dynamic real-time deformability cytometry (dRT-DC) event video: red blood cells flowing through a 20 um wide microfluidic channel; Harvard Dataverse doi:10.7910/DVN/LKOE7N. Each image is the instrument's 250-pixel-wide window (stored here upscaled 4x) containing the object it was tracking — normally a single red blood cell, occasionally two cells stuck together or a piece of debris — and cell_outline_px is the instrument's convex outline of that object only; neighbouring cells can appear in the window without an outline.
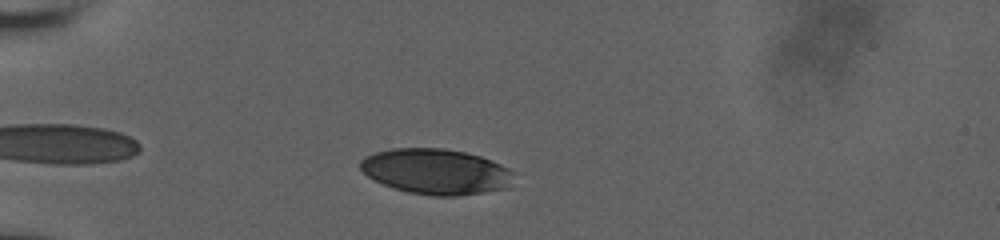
{"species": "human", "species_latin": "Homo sapiens", "temperature_condition": "room temperature", "stored_images_in_passage": 39, "camera_frame_rate_fps": 3000, "um_per_image_px": 0.085, "donor": {"sex": "male"}, "frame": {"image": 1, "passage_image": 6, "time_ms": 1.667, "image_size_px": [1000, 240], "cell_outline_px": [[512, 172], [508, 188], [484, 192], [456, 196], [432, 196], [408, 192], [384, 184], [368, 176], [360, 168], [360, 160], [364, 156], [376, 152], [392, 148], [444, 148], [464, 152], [480, 156], [500, 164], [508, 168]], "centroid_in_image_um": [37.03, 14.57], "position_along_channel_um": 48.0, "area_um2": 40.4}}
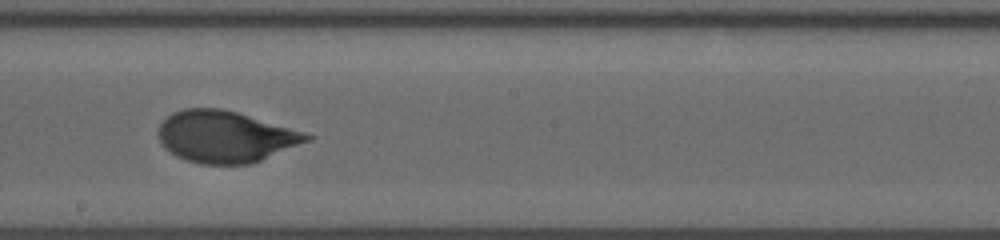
{"frame": {"image": 2, "passage_image": 23, "time_ms": 7.333, "image_size_px": [1000, 240], "cell_outline_px": [[312, 140], [252, 164], [200, 164], [176, 156], [164, 148], [160, 144], [156, 132], [160, 124], [172, 112], [184, 108], [220, 108], [236, 112], [304, 132], [312, 136]], "centroid_in_image_um": [19.12, 11.62], "position_along_channel_um": 229.1, "area_um2": 44.68}}
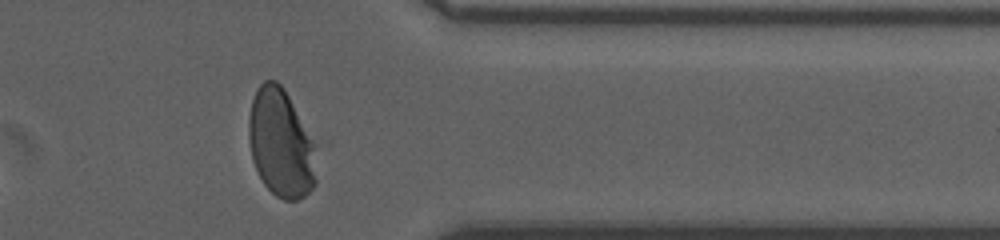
{"frame": {"image": 3, "passage_image": 36, "time_ms": 11.667, "image_size_px": [1000, 240], "cell_outline_px": [[320, 144], [316, 184], [304, 196], [296, 200], [284, 200], [276, 196], [264, 184], [252, 160], [248, 136], [248, 120], [252, 100], [256, 88], [264, 80], [276, 80], [284, 88]], "centroid_in_image_um": [23.96, 12.16], "position_along_channel_um": 387.4, "area_um2": 44.39}, "authors_computed_cell_mechanics": {"area_um2": 44.3326, "velocity_mm_per_s": 3.8167, "shape_relaxation_time_tau1_ms": 3.9223, "shape_relaxation_time_tau2_ms": null, "deformation_change_tau1": 0.1694, "deformation_change_tau2": null}}